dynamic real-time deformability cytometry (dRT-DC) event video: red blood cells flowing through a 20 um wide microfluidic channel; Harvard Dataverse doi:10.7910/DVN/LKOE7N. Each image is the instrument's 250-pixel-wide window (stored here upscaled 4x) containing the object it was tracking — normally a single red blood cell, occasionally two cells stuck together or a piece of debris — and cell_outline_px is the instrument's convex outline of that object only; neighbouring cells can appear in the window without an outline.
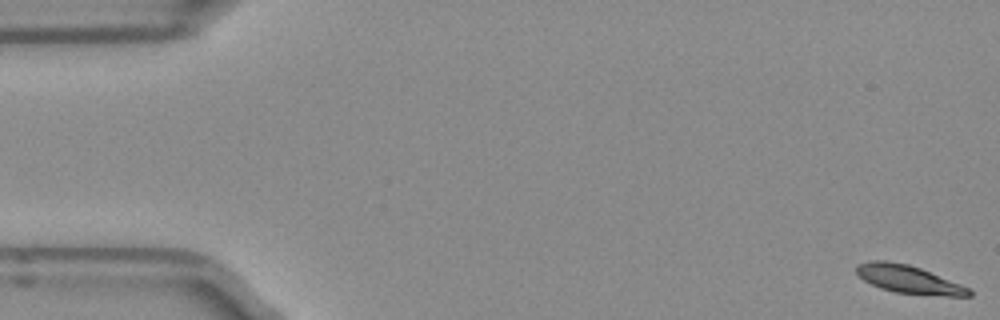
{"species": "Egyptian fruit bat (a non-hibernating species)", "species_latin": "Rousettus aegyptiacus", "temperature_condition": "room temperature", "stored_images_in_passage": 52, "camera_frame_rate_fps": 3000, "um_per_image_px": 0.085, "frame": {"image": 1, "passage_image": 1, "time_ms": 0.0, "image_size_px": [1000, 320], "cell_outline_px": [[972, 296], [948, 296], [896, 292], [880, 288], [864, 280], [856, 272], [856, 264], [868, 260], [888, 260], [908, 264], [920, 268], [960, 284], [968, 288], [972, 292]], "centroid_in_image_um": [77.2, 23.73], "position_along_channel_um": 7.8, "area_um2": 18.21}}
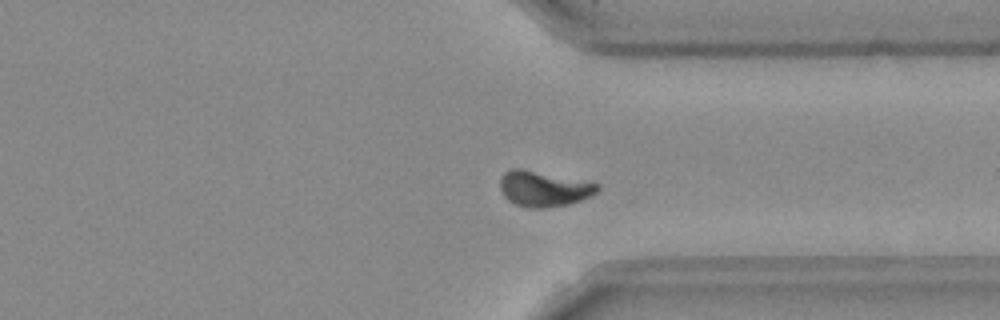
{"frame": {"image": 2, "passage_image": 39, "time_ms": 12.667, "image_size_px": [1000, 320], "cell_outline_px": [[600, 188], [592, 196], [568, 204], [544, 208], [528, 208], [516, 204], [508, 200], [504, 196], [500, 188], [500, 180], [504, 172], [512, 168], [520, 168], [600, 184]], "centroid_in_image_um": [46.2, 16.05], "position_along_channel_um": 365.2, "area_um2": 20.0}}
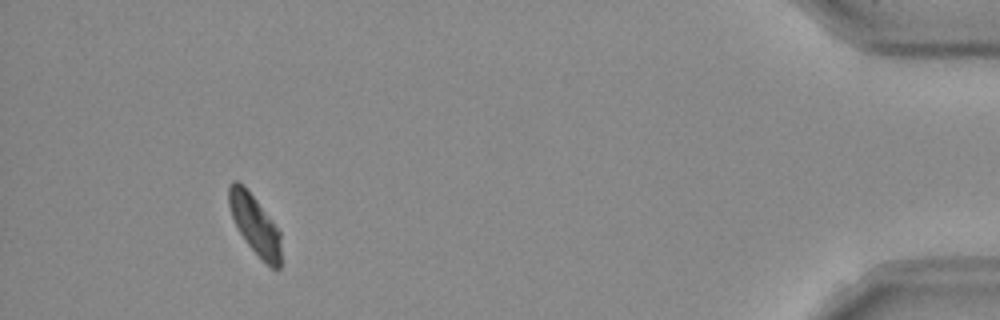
{"frame": {"image": 3, "passage_image": 48, "time_ms": 15.667, "image_size_px": [1000, 320], "cell_outline_px": [[280, 268], [272, 268], [248, 244], [240, 232], [232, 216], [228, 204], [228, 188], [232, 180], [236, 180], [256, 200], [272, 220], [280, 232]], "centroid_in_image_um": [21.65, 19.08], "position_along_channel_um": 413.5, "area_um2": 17.34}, "authors_computed_cell_mechanics": {"area_um2": 19.2185, "velocity_mm_per_s": 3.9076, "shape_relaxation_time_tau1_ms": 3.6563, "shape_relaxation_time_tau2_ms": null, "deformation_change_tau1": 0.1267, "deformation_change_tau2": null}}